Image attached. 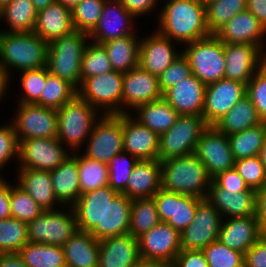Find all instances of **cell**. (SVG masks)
I'll return each instance as SVG.
<instances>
[{
	"label": "cell",
	"mask_w": 266,
	"mask_h": 267,
	"mask_svg": "<svg viewBox=\"0 0 266 267\" xmlns=\"http://www.w3.org/2000/svg\"><path fill=\"white\" fill-rule=\"evenodd\" d=\"M161 9L156 31L170 40L185 45L211 35L200 0H167Z\"/></svg>",
	"instance_id": "1"
},
{
	"label": "cell",
	"mask_w": 266,
	"mask_h": 267,
	"mask_svg": "<svg viewBox=\"0 0 266 267\" xmlns=\"http://www.w3.org/2000/svg\"><path fill=\"white\" fill-rule=\"evenodd\" d=\"M49 43L34 32L0 31V69L9 81L11 69L25 71L46 67Z\"/></svg>",
	"instance_id": "2"
},
{
	"label": "cell",
	"mask_w": 266,
	"mask_h": 267,
	"mask_svg": "<svg viewBox=\"0 0 266 267\" xmlns=\"http://www.w3.org/2000/svg\"><path fill=\"white\" fill-rule=\"evenodd\" d=\"M212 178L193 153L161 162V188L206 199Z\"/></svg>",
	"instance_id": "3"
},
{
	"label": "cell",
	"mask_w": 266,
	"mask_h": 267,
	"mask_svg": "<svg viewBox=\"0 0 266 267\" xmlns=\"http://www.w3.org/2000/svg\"><path fill=\"white\" fill-rule=\"evenodd\" d=\"M90 39L89 34L74 30L49 43L47 53L48 71L68 81L76 89L81 85V61Z\"/></svg>",
	"instance_id": "4"
},
{
	"label": "cell",
	"mask_w": 266,
	"mask_h": 267,
	"mask_svg": "<svg viewBox=\"0 0 266 267\" xmlns=\"http://www.w3.org/2000/svg\"><path fill=\"white\" fill-rule=\"evenodd\" d=\"M58 118L57 139L67 144L68 150L79 151L87 141L94 124L102 116L96 108L76 95L71 101L56 109ZM87 137V139H86Z\"/></svg>",
	"instance_id": "5"
},
{
	"label": "cell",
	"mask_w": 266,
	"mask_h": 267,
	"mask_svg": "<svg viewBox=\"0 0 266 267\" xmlns=\"http://www.w3.org/2000/svg\"><path fill=\"white\" fill-rule=\"evenodd\" d=\"M181 52L187 58L192 74L205 85L225 78L224 43L215 34L187 43Z\"/></svg>",
	"instance_id": "6"
},
{
	"label": "cell",
	"mask_w": 266,
	"mask_h": 267,
	"mask_svg": "<svg viewBox=\"0 0 266 267\" xmlns=\"http://www.w3.org/2000/svg\"><path fill=\"white\" fill-rule=\"evenodd\" d=\"M208 127L198 115H179L175 124L159 136L160 162L193 154L202 132Z\"/></svg>",
	"instance_id": "7"
},
{
	"label": "cell",
	"mask_w": 266,
	"mask_h": 267,
	"mask_svg": "<svg viewBox=\"0 0 266 267\" xmlns=\"http://www.w3.org/2000/svg\"><path fill=\"white\" fill-rule=\"evenodd\" d=\"M63 210H44L28 222V241L63 246L78 230L72 206H67L65 212Z\"/></svg>",
	"instance_id": "8"
},
{
	"label": "cell",
	"mask_w": 266,
	"mask_h": 267,
	"mask_svg": "<svg viewBox=\"0 0 266 267\" xmlns=\"http://www.w3.org/2000/svg\"><path fill=\"white\" fill-rule=\"evenodd\" d=\"M123 75L113 70L84 79L77 95L98 111L102 110V115L122 114Z\"/></svg>",
	"instance_id": "9"
},
{
	"label": "cell",
	"mask_w": 266,
	"mask_h": 267,
	"mask_svg": "<svg viewBox=\"0 0 266 267\" xmlns=\"http://www.w3.org/2000/svg\"><path fill=\"white\" fill-rule=\"evenodd\" d=\"M86 143L83 153L86 157L109 164L116 154L124 151L123 114L100 116Z\"/></svg>",
	"instance_id": "10"
},
{
	"label": "cell",
	"mask_w": 266,
	"mask_h": 267,
	"mask_svg": "<svg viewBox=\"0 0 266 267\" xmlns=\"http://www.w3.org/2000/svg\"><path fill=\"white\" fill-rule=\"evenodd\" d=\"M12 121L18 141L30 138H57L58 118L54 108L38 104H18Z\"/></svg>",
	"instance_id": "11"
},
{
	"label": "cell",
	"mask_w": 266,
	"mask_h": 267,
	"mask_svg": "<svg viewBox=\"0 0 266 267\" xmlns=\"http://www.w3.org/2000/svg\"><path fill=\"white\" fill-rule=\"evenodd\" d=\"M222 221L220 212L203 199L196 207L193 221L181 232L180 251L203 250L218 240Z\"/></svg>",
	"instance_id": "12"
},
{
	"label": "cell",
	"mask_w": 266,
	"mask_h": 267,
	"mask_svg": "<svg viewBox=\"0 0 266 267\" xmlns=\"http://www.w3.org/2000/svg\"><path fill=\"white\" fill-rule=\"evenodd\" d=\"M57 138H30L19 141V168L55 170L71 153Z\"/></svg>",
	"instance_id": "13"
},
{
	"label": "cell",
	"mask_w": 266,
	"mask_h": 267,
	"mask_svg": "<svg viewBox=\"0 0 266 267\" xmlns=\"http://www.w3.org/2000/svg\"><path fill=\"white\" fill-rule=\"evenodd\" d=\"M194 154L204 164L212 179L235 166L236 160L232 154L228 136L215 126H208L202 132Z\"/></svg>",
	"instance_id": "14"
},
{
	"label": "cell",
	"mask_w": 266,
	"mask_h": 267,
	"mask_svg": "<svg viewBox=\"0 0 266 267\" xmlns=\"http://www.w3.org/2000/svg\"><path fill=\"white\" fill-rule=\"evenodd\" d=\"M244 96L246 84L239 81L224 78L206 85L202 112L206 124L214 126Z\"/></svg>",
	"instance_id": "15"
},
{
	"label": "cell",
	"mask_w": 266,
	"mask_h": 267,
	"mask_svg": "<svg viewBox=\"0 0 266 267\" xmlns=\"http://www.w3.org/2000/svg\"><path fill=\"white\" fill-rule=\"evenodd\" d=\"M139 255L143 260L173 263L180 252L181 233L167 222H159L155 227L138 237Z\"/></svg>",
	"instance_id": "16"
},
{
	"label": "cell",
	"mask_w": 266,
	"mask_h": 267,
	"mask_svg": "<svg viewBox=\"0 0 266 267\" xmlns=\"http://www.w3.org/2000/svg\"><path fill=\"white\" fill-rule=\"evenodd\" d=\"M118 194L109 185L83 193L72 205L78 230L90 232L102 240V211Z\"/></svg>",
	"instance_id": "17"
},
{
	"label": "cell",
	"mask_w": 266,
	"mask_h": 267,
	"mask_svg": "<svg viewBox=\"0 0 266 267\" xmlns=\"http://www.w3.org/2000/svg\"><path fill=\"white\" fill-rule=\"evenodd\" d=\"M161 222H167L180 233L194 219L196 207L203 198L160 189L154 196Z\"/></svg>",
	"instance_id": "18"
},
{
	"label": "cell",
	"mask_w": 266,
	"mask_h": 267,
	"mask_svg": "<svg viewBox=\"0 0 266 267\" xmlns=\"http://www.w3.org/2000/svg\"><path fill=\"white\" fill-rule=\"evenodd\" d=\"M225 78L247 83L266 63V53L250 44L224 43Z\"/></svg>",
	"instance_id": "19"
},
{
	"label": "cell",
	"mask_w": 266,
	"mask_h": 267,
	"mask_svg": "<svg viewBox=\"0 0 266 267\" xmlns=\"http://www.w3.org/2000/svg\"><path fill=\"white\" fill-rule=\"evenodd\" d=\"M135 18L119 0H106L98 24L89 34L91 42L102 44L112 39L135 35Z\"/></svg>",
	"instance_id": "20"
},
{
	"label": "cell",
	"mask_w": 266,
	"mask_h": 267,
	"mask_svg": "<svg viewBox=\"0 0 266 267\" xmlns=\"http://www.w3.org/2000/svg\"><path fill=\"white\" fill-rule=\"evenodd\" d=\"M160 98H162V92L159 88L158 76L141 69L139 66L124 73L122 114L129 113L131 109L134 110L138 105Z\"/></svg>",
	"instance_id": "21"
},
{
	"label": "cell",
	"mask_w": 266,
	"mask_h": 267,
	"mask_svg": "<svg viewBox=\"0 0 266 267\" xmlns=\"http://www.w3.org/2000/svg\"><path fill=\"white\" fill-rule=\"evenodd\" d=\"M176 42L154 31L140 39L138 66L160 76L181 54L175 51Z\"/></svg>",
	"instance_id": "22"
},
{
	"label": "cell",
	"mask_w": 266,
	"mask_h": 267,
	"mask_svg": "<svg viewBox=\"0 0 266 267\" xmlns=\"http://www.w3.org/2000/svg\"><path fill=\"white\" fill-rule=\"evenodd\" d=\"M130 114L123 113L124 152L138 160H152L159 157V135L142 125Z\"/></svg>",
	"instance_id": "23"
},
{
	"label": "cell",
	"mask_w": 266,
	"mask_h": 267,
	"mask_svg": "<svg viewBox=\"0 0 266 267\" xmlns=\"http://www.w3.org/2000/svg\"><path fill=\"white\" fill-rule=\"evenodd\" d=\"M257 191H227L213 179L206 199L225 217H247L256 215Z\"/></svg>",
	"instance_id": "24"
},
{
	"label": "cell",
	"mask_w": 266,
	"mask_h": 267,
	"mask_svg": "<svg viewBox=\"0 0 266 267\" xmlns=\"http://www.w3.org/2000/svg\"><path fill=\"white\" fill-rule=\"evenodd\" d=\"M265 34L266 28L248 10L236 14L215 33L223 43L255 45L266 53L263 50Z\"/></svg>",
	"instance_id": "25"
},
{
	"label": "cell",
	"mask_w": 266,
	"mask_h": 267,
	"mask_svg": "<svg viewBox=\"0 0 266 267\" xmlns=\"http://www.w3.org/2000/svg\"><path fill=\"white\" fill-rule=\"evenodd\" d=\"M206 85L193 74L167 89L162 97L179 115L202 116Z\"/></svg>",
	"instance_id": "26"
},
{
	"label": "cell",
	"mask_w": 266,
	"mask_h": 267,
	"mask_svg": "<svg viewBox=\"0 0 266 267\" xmlns=\"http://www.w3.org/2000/svg\"><path fill=\"white\" fill-rule=\"evenodd\" d=\"M140 259L138 238L130 233L99 241L98 267H134Z\"/></svg>",
	"instance_id": "27"
},
{
	"label": "cell",
	"mask_w": 266,
	"mask_h": 267,
	"mask_svg": "<svg viewBox=\"0 0 266 267\" xmlns=\"http://www.w3.org/2000/svg\"><path fill=\"white\" fill-rule=\"evenodd\" d=\"M258 239L259 221L256 215L222 221L218 240L230 249L245 254Z\"/></svg>",
	"instance_id": "28"
},
{
	"label": "cell",
	"mask_w": 266,
	"mask_h": 267,
	"mask_svg": "<svg viewBox=\"0 0 266 267\" xmlns=\"http://www.w3.org/2000/svg\"><path fill=\"white\" fill-rule=\"evenodd\" d=\"M74 30L72 10L57 1L37 12L33 32L48 43Z\"/></svg>",
	"instance_id": "29"
},
{
	"label": "cell",
	"mask_w": 266,
	"mask_h": 267,
	"mask_svg": "<svg viewBox=\"0 0 266 267\" xmlns=\"http://www.w3.org/2000/svg\"><path fill=\"white\" fill-rule=\"evenodd\" d=\"M161 189V162L158 159L138 160L125 191L130 199L150 198Z\"/></svg>",
	"instance_id": "30"
},
{
	"label": "cell",
	"mask_w": 266,
	"mask_h": 267,
	"mask_svg": "<svg viewBox=\"0 0 266 267\" xmlns=\"http://www.w3.org/2000/svg\"><path fill=\"white\" fill-rule=\"evenodd\" d=\"M17 178L18 185L44 210H57L54 205H62L54 194L50 171L19 168Z\"/></svg>",
	"instance_id": "31"
},
{
	"label": "cell",
	"mask_w": 266,
	"mask_h": 267,
	"mask_svg": "<svg viewBox=\"0 0 266 267\" xmlns=\"http://www.w3.org/2000/svg\"><path fill=\"white\" fill-rule=\"evenodd\" d=\"M50 175L57 200L62 206H72L81 195L77 158L71 152Z\"/></svg>",
	"instance_id": "32"
},
{
	"label": "cell",
	"mask_w": 266,
	"mask_h": 267,
	"mask_svg": "<svg viewBox=\"0 0 266 267\" xmlns=\"http://www.w3.org/2000/svg\"><path fill=\"white\" fill-rule=\"evenodd\" d=\"M62 247L66 267H98L99 240L90 232L77 230Z\"/></svg>",
	"instance_id": "33"
},
{
	"label": "cell",
	"mask_w": 266,
	"mask_h": 267,
	"mask_svg": "<svg viewBox=\"0 0 266 267\" xmlns=\"http://www.w3.org/2000/svg\"><path fill=\"white\" fill-rule=\"evenodd\" d=\"M132 199L118 193L102 211V240L129 233Z\"/></svg>",
	"instance_id": "34"
},
{
	"label": "cell",
	"mask_w": 266,
	"mask_h": 267,
	"mask_svg": "<svg viewBox=\"0 0 266 267\" xmlns=\"http://www.w3.org/2000/svg\"><path fill=\"white\" fill-rule=\"evenodd\" d=\"M133 111L136 113L133 115L136 120L159 136L169 130L179 116L163 97L138 105Z\"/></svg>",
	"instance_id": "35"
},
{
	"label": "cell",
	"mask_w": 266,
	"mask_h": 267,
	"mask_svg": "<svg viewBox=\"0 0 266 267\" xmlns=\"http://www.w3.org/2000/svg\"><path fill=\"white\" fill-rule=\"evenodd\" d=\"M136 37V34L128 35L101 44L114 71L126 73L138 67L140 40Z\"/></svg>",
	"instance_id": "36"
},
{
	"label": "cell",
	"mask_w": 266,
	"mask_h": 267,
	"mask_svg": "<svg viewBox=\"0 0 266 267\" xmlns=\"http://www.w3.org/2000/svg\"><path fill=\"white\" fill-rule=\"evenodd\" d=\"M252 101L244 96L214 126L227 136L261 124Z\"/></svg>",
	"instance_id": "37"
},
{
	"label": "cell",
	"mask_w": 266,
	"mask_h": 267,
	"mask_svg": "<svg viewBox=\"0 0 266 267\" xmlns=\"http://www.w3.org/2000/svg\"><path fill=\"white\" fill-rule=\"evenodd\" d=\"M37 10L32 0H11L2 10L0 18L5 19L9 30L1 32H33L36 24Z\"/></svg>",
	"instance_id": "38"
},
{
	"label": "cell",
	"mask_w": 266,
	"mask_h": 267,
	"mask_svg": "<svg viewBox=\"0 0 266 267\" xmlns=\"http://www.w3.org/2000/svg\"><path fill=\"white\" fill-rule=\"evenodd\" d=\"M18 253L28 267H66L62 246L28 242Z\"/></svg>",
	"instance_id": "39"
},
{
	"label": "cell",
	"mask_w": 266,
	"mask_h": 267,
	"mask_svg": "<svg viewBox=\"0 0 266 267\" xmlns=\"http://www.w3.org/2000/svg\"><path fill=\"white\" fill-rule=\"evenodd\" d=\"M266 138V122L228 136L235 160L257 156Z\"/></svg>",
	"instance_id": "40"
},
{
	"label": "cell",
	"mask_w": 266,
	"mask_h": 267,
	"mask_svg": "<svg viewBox=\"0 0 266 267\" xmlns=\"http://www.w3.org/2000/svg\"><path fill=\"white\" fill-rule=\"evenodd\" d=\"M77 158L81 194L108 185V164L73 154Z\"/></svg>",
	"instance_id": "41"
},
{
	"label": "cell",
	"mask_w": 266,
	"mask_h": 267,
	"mask_svg": "<svg viewBox=\"0 0 266 267\" xmlns=\"http://www.w3.org/2000/svg\"><path fill=\"white\" fill-rule=\"evenodd\" d=\"M160 222L153 197L132 200L129 233L138 238Z\"/></svg>",
	"instance_id": "42"
},
{
	"label": "cell",
	"mask_w": 266,
	"mask_h": 267,
	"mask_svg": "<svg viewBox=\"0 0 266 267\" xmlns=\"http://www.w3.org/2000/svg\"><path fill=\"white\" fill-rule=\"evenodd\" d=\"M77 95V89L68 81L51 74L46 67V82L40 99L35 103L58 109Z\"/></svg>",
	"instance_id": "43"
},
{
	"label": "cell",
	"mask_w": 266,
	"mask_h": 267,
	"mask_svg": "<svg viewBox=\"0 0 266 267\" xmlns=\"http://www.w3.org/2000/svg\"><path fill=\"white\" fill-rule=\"evenodd\" d=\"M205 7L208 30L215 34L236 14L247 10V3L246 0H212Z\"/></svg>",
	"instance_id": "44"
},
{
	"label": "cell",
	"mask_w": 266,
	"mask_h": 267,
	"mask_svg": "<svg viewBox=\"0 0 266 267\" xmlns=\"http://www.w3.org/2000/svg\"><path fill=\"white\" fill-rule=\"evenodd\" d=\"M28 242L26 222L13 217L0 220V254L19 252Z\"/></svg>",
	"instance_id": "45"
},
{
	"label": "cell",
	"mask_w": 266,
	"mask_h": 267,
	"mask_svg": "<svg viewBox=\"0 0 266 267\" xmlns=\"http://www.w3.org/2000/svg\"><path fill=\"white\" fill-rule=\"evenodd\" d=\"M110 71L113 69L105 48L101 44L88 41L81 61V82L84 79L100 76Z\"/></svg>",
	"instance_id": "46"
},
{
	"label": "cell",
	"mask_w": 266,
	"mask_h": 267,
	"mask_svg": "<svg viewBox=\"0 0 266 267\" xmlns=\"http://www.w3.org/2000/svg\"><path fill=\"white\" fill-rule=\"evenodd\" d=\"M10 210L11 217L26 223L33 221L44 211L17 183L15 186L10 184Z\"/></svg>",
	"instance_id": "47"
},
{
	"label": "cell",
	"mask_w": 266,
	"mask_h": 267,
	"mask_svg": "<svg viewBox=\"0 0 266 267\" xmlns=\"http://www.w3.org/2000/svg\"><path fill=\"white\" fill-rule=\"evenodd\" d=\"M106 0H81L72 9L75 30L90 34L98 24Z\"/></svg>",
	"instance_id": "48"
},
{
	"label": "cell",
	"mask_w": 266,
	"mask_h": 267,
	"mask_svg": "<svg viewBox=\"0 0 266 267\" xmlns=\"http://www.w3.org/2000/svg\"><path fill=\"white\" fill-rule=\"evenodd\" d=\"M137 162L136 157L124 151L116 154L108 164V185L116 192L123 193Z\"/></svg>",
	"instance_id": "49"
},
{
	"label": "cell",
	"mask_w": 266,
	"mask_h": 267,
	"mask_svg": "<svg viewBox=\"0 0 266 267\" xmlns=\"http://www.w3.org/2000/svg\"><path fill=\"white\" fill-rule=\"evenodd\" d=\"M209 267H244V254L216 240L203 249Z\"/></svg>",
	"instance_id": "50"
},
{
	"label": "cell",
	"mask_w": 266,
	"mask_h": 267,
	"mask_svg": "<svg viewBox=\"0 0 266 267\" xmlns=\"http://www.w3.org/2000/svg\"><path fill=\"white\" fill-rule=\"evenodd\" d=\"M22 97L18 104H35L41 97L46 82V67L20 72Z\"/></svg>",
	"instance_id": "51"
},
{
	"label": "cell",
	"mask_w": 266,
	"mask_h": 267,
	"mask_svg": "<svg viewBox=\"0 0 266 267\" xmlns=\"http://www.w3.org/2000/svg\"><path fill=\"white\" fill-rule=\"evenodd\" d=\"M234 168L249 188L257 191L266 186V171L259 155L236 160Z\"/></svg>",
	"instance_id": "52"
},
{
	"label": "cell",
	"mask_w": 266,
	"mask_h": 267,
	"mask_svg": "<svg viewBox=\"0 0 266 267\" xmlns=\"http://www.w3.org/2000/svg\"><path fill=\"white\" fill-rule=\"evenodd\" d=\"M246 96L252 101L262 122H266V63L247 83Z\"/></svg>",
	"instance_id": "53"
},
{
	"label": "cell",
	"mask_w": 266,
	"mask_h": 267,
	"mask_svg": "<svg viewBox=\"0 0 266 267\" xmlns=\"http://www.w3.org/2000/svg\"><path fill=\"white\" fill-rule=\"evenodd\" d=\"M192 75V70L183 53L158 77L162 94L175 84Z\"/></svg>",
	"instance_id": "54"
},
{
	"label": "cell",
	"mask_w": 266,
	"mask_h": 267,
	"mask_svg": "<svg viewBox=\"0 0 266 267\" xmlns=\"http://www.w3.org/2000/svg\"><path fill=\"white\" fill-rule=\"evenodd\" d=\"M19 141L13 125L0 126V171L12 158L18 159Z\"/></svg>",
	"instance_id": "55"
},
{
	"label": "cell",
	"mask_w": 266,
	"mask_h": 267,
	"mask_svg": "<svg viewBox=\"0 0 266 267\" xmlns=\"http://www.w3.org/2000/svg\"><path fill=\"white\" fill-rule=\"evenodd\" d=\"M213 180L227 191H256L249 188L237 170L233 167L224 172L219 173Z\"/></svg>",
	"instance_id": "56"
},
{
	"label": "cell",
	"mask_w": 266,
	"mask_h": 267,
	"mask_svg": "<svg viewBox=\"0 0 266 267\" xmlns=\"http://www.w3.org/2000/svg\"><path fill=\"white\" fill-rule=\"evenodd\" d=\"M174 267H209L203 250L180 251L174 259Z\"/></svg>",
	"instance_id": "57"
},
{
	"label": "cell",
	"mask_w": 266,
	"mask_h": 267,
	"mask_svg": "<svg viewBox=\"0 0 266 267\" xmlns=\"http://www.w3.org/2000/svg\"><path fill=\"white\" fill-rule=\"evenodd\" d=\"M244 267H266V241L260 238L244 254Z\"/></svg>",
	"instance_id": "58"
},
{
	"label": "cell",
	"mask_w": 266,
	"mask_h": 267,
	"mask_svg": "<svg viewBox=\"0 0 266 267\" xmlns=\"http://www.w3.org/2000/svg\"><path fill=\"white\" fill-rule=\"evenodd\" d=\"M135 17L152 12L159 0H119ZM151 10V11H150Z\"/></svg>",
	"instance_id": "59"
},
{
	"label": "cell",
	"mask_w": 266,
	"mask_h": 267,
	"mask_svg": "<svg viewBox=\"0 0 266 267\" xmlns=\"http://www.w3.org/2000/svg\"><path fill=\"white\" fill-rule=\"evenodd\" d=\"M11 217L10 184L0 177V220Z\"/></svg>",
	"instance_id": "60"
},
{
	"label": "cell",
	"mask_w": 266,
	"mask_h": 267,
	"mask_svg": "<svg viewBox=\"0 0 266 267\" xmlns=\"http://www.w3.org/2000/svg\"><path fill=\"white\" fill-rule=\"evenodd\" d=\"M250 11L266 28V0H246Z\"/></svg>",
	"instance_id": "61"
},
{
	"label": "cell",
	"mask_w": 266,
	"mask_h": 267,
	"mask_svg": "<svg viewBox=\"0 0 266 267\" xmlns=\"http://www.w3.org/2000/svg\"><path fill=\"white\" fill-rule=\"evenodd\" d=\"M0 267H28L18 252L0 254Z\"/></svg>",
	"instance_id": "62"
},
{
	"label": "cell",
	"mask_w": 266,
	"mask_h": 267,
	"mask_svg": "<svg viewBox=\"0 0 266 267\" xmlns=\"http://www.w3.org/2000/svg\"><path fill=\"white\" fill-rule=\"evenodd\" d=\"M256 217H266V186L256 192Z\"/></svg>",
	"instance_id": "63"
},
{
	"label": "cell",
	"mask_w": 266,
	"mask_h": 267,
	"mask_svg": "<svg viewBox=\"0 0 266 267\" xmlns=\"http://www.w3.org/2000/svg\"><path fill=\"white\" fill-rule=\"evenodd\" d=\"M134 267H174L173 263L166 261H153L140 259Z\"/></svg>",
	"instance_id": "64"
},
{
	"label": "cell",
	"mask_w": 266,
	"mask_h": 267,
	"mask_svg": "<svg viewBox=\"0 0 266 267\" xmlns=\"http://www.w3.org/2000/svg\"><path fill=\"white\" fill-rule=\"evenodd\" d=\"M9 81L5 77L4 73L0 69V101L3 99V97L6 94L7 88H9Z\"/></svg>",
	"instance_id": "65"
},
{
	"label": "cell",
	"mask_w": 266,
	"mask_h": 267,
	"mask_svg": "<svg viewBox=\"0 0 266 267\" xmlns=\"http://www.w3.org/2000/svg\"><path fill=\"white\" fill-rule=\"evenodd\" d=\"M259 221V238L266 241V217H257Z\"/></svg>",
	"instance_id": "66"
},
{
	"label": "cell",
	"mask_w": 266,
	"mask_h": 267,
	"mask_svg": "<svg viewBox=\"0 0 266 267\" xmlns=\"http://www.w3.org/2000/svg\"><path fill=\"white\" fill-rule=\"evenodd\" d=\"M56 0H32L34 7L37 11H40L50 4L54 3Z\"/></svg>",
	"instance_id": "67"
},
{
	"label": "cell",
	"mask_w": 266,
	"mask_h": 267,
	"mask_svg": "<svg viewBox=\"0 0 266 267\" xmlns=\"http://www.w3.org/2000/svg\"><path fill=\"white\" fill-rule=\"evenodd\" d=\"M61 3L64 7L73 9L81 0H56Z\"/></svg>",
	"instance_id": "68"
},
{
	"label": "cell",
	"mask_w": 266,
	"mask_h": 267,
	"mask_svg": "<svg viewBox=\"0 0 266 267\" xmlns=\"http://www.w3.org/2000/svg\"><path fill=\"white\" fill-rule=\"evenodd\" d=\"M259 157L266 171V138L262 146V149L260 150Z\"/></svg>",
	"instance_id": "69"
},
{
	"label": "cell",
	"mask_w": 266,
	"mask_h": 267,
	"mask_svg": "<svg viewBox=\"0 0 266 267\" xmlns=\"http://www.w3.org/2000/svg\"><path fill=\"white\" fill-rule=\"evenodd\" d=\"M11 0H0V10H2Z\"/></svg>",
	"instance_id": "70"
},
{
	"label": "cell",
	"mask_w": 266,
	"mask_h": 267,
	"mask_svg": "<svg viewBox=\"0 0 266 267\" xmlns=\"http://www.w3.org/2000/svg\"><path fill=\"white\" fill-rule=\"evenodd\" d=\"M203 4H207L208 2L212 1V0H200Z\"/></svg>",
	"instance_id": "71"
}]
</instances>
